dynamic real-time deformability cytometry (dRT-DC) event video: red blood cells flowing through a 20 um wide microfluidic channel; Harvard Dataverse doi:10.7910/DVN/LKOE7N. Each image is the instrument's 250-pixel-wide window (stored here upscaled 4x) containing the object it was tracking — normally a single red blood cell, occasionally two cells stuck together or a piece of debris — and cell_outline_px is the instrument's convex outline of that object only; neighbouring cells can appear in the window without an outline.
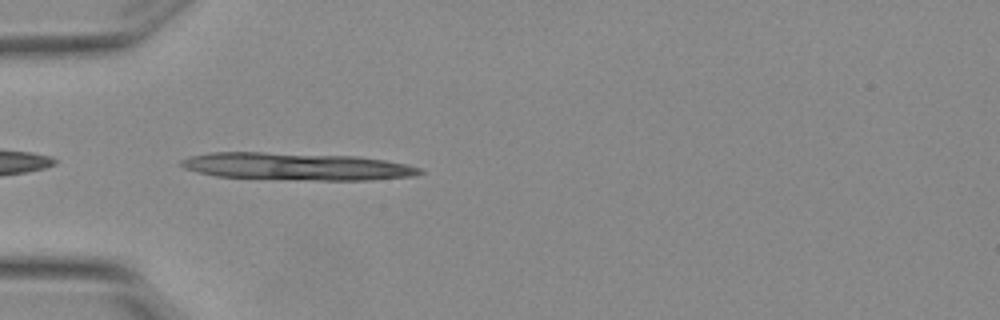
{"species": "Egyptian fruit bat (a non-hibernating species)", "species_latin": "Rousettus aegyptiacus", "temperature_condition": "warm", "stored_images_in_passage": 5, "camera_frame_rate_fps": 3000, "um_per_image_px": 0.085, "animal": {"sex": "female"}, "frame": {"image": 1, "passage_image": 4, "time_ms": 1.0, "image_size_px": [1000, 320], "cell_outline_px": [[424, 172], [416, 176], [368, 180], [316, 180], [216, 176], [184, 168], [180, 164], [180, 160], [192, 156], [212, 152], [264, 152], [356, 156], [384, 160], [404, 164], [420, 168]], "centroid_in_image_um": [25.24, 14.14], "position_along_channel_um": 59.8, "area_um2": 37.69}}